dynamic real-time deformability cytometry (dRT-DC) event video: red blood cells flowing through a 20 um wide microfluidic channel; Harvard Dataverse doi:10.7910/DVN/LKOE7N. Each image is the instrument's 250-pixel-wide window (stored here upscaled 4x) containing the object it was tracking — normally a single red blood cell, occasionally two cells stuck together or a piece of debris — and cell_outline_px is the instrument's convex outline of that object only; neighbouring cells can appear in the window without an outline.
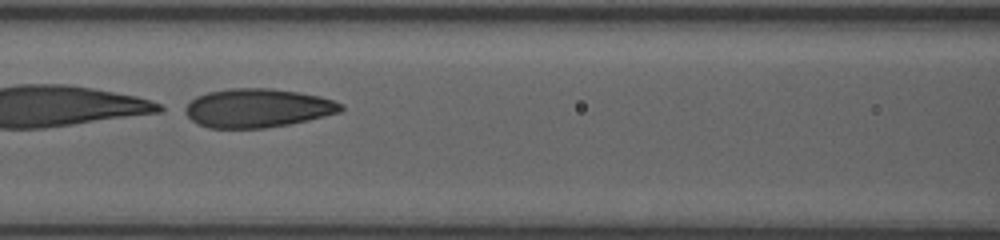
{"species": "human", "species_latin": "Homo sapiens", "temperature_condition": "room temperature", "stored_images_in_passage": 35, "camera_frame_rate_fps": 3000, "um_per_image_px": 0.085, "donor": {"sex": "female"}, "frame": {"image": 1, "passage_image": 15, "time_ms": 4.667, "image_size_px": [1000, 240], "cell_outline_px": [[344, 108], [340, 112], [308, 120], [288, 124], [264, 128], [208, 128], [196, 124], [180, 108], [196, 96], [208, 92], [228, 88], [272, 88], [320, 96], [344, 104]], "centroid_in_image_um": [21.84, 9.18], "position_along_channel_um": 144.8, "area_um2": 35.43}}
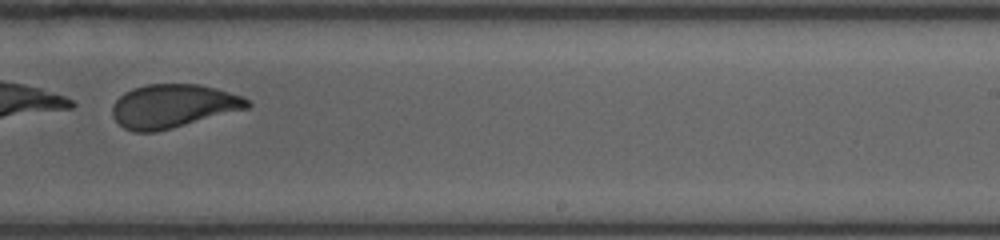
{"frame": {"image": 2, "passage_image": 25, "time_ms": 8.0, "image_size_px": [1000, 240], "cell_outline_px": [[252, 104], [248, 108], [172, 128], [156, 132], [132, 132], [124, 128], [112, 116], [112, 104], [124, 92], [132, 88], [148, 84], [196, 84], [216, 88], [244, 96]], "centroid_in_image_um": [14.7, 9.01], "position_along_channel_um": 274.3, "area_um2": 34.28}}
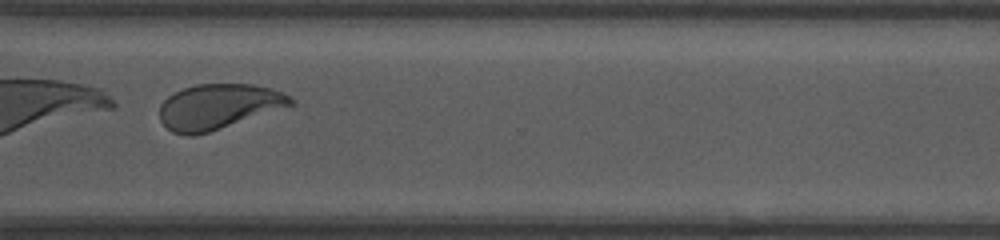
{"frame": {"image": 3, "passage_image": 31, "time_ms": 10.0, "image_size_px": [1000, 240], "cell_outline_px": [[296, 100], [292, 104], [208, 132], [192, 136], [188, 136], [172, 132], [160, 120], [160, 104], [168, 96], [184, 88], [196, 84], [252, 84], [268, 88], [280, 92]], "centroid_in_image_um": [18.49, 9.05], "position_along_channel_um": 352.1, "area_um2": 33.7}, "authors_computed_cell_mechanics": {"area_um2": 35.3158, "velocity_mm_per_s": 3.8908, "shape_relaxation_time_tau1_ms": 0.9995, "shape_relaxation_time_tau2_ms": 1.2712, "deformation_change_tau1": 0.3098, "deformation_change_tau2": 0.08}}